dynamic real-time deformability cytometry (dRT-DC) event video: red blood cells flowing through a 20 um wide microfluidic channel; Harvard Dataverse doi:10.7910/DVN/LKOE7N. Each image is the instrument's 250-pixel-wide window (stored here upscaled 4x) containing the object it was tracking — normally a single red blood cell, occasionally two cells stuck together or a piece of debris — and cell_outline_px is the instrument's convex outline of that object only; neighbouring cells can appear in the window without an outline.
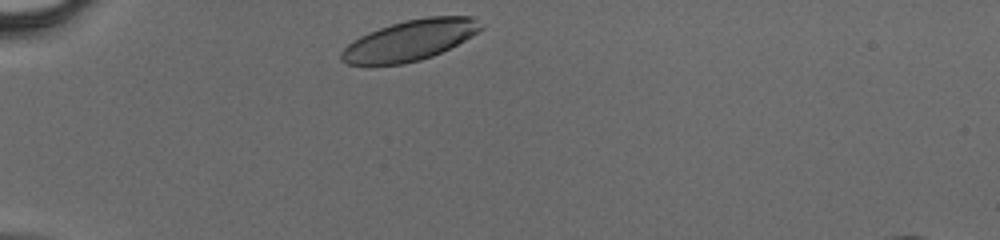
{"species": "human", "species_latin": "Homo sapiens", "temperature_condition": "cold", "stored_images_in_passage": 28, "camera_frame_rate_fps": 3000, "um_per_image_px": 0.085, "donor": {"sex": "male"}, "frame": {"image": 1, "passage_image": 1, "time_ms": 0.0, "image_size_px": [1000, 240], "cell_outline_px": [[484, 28], [464, 40], [432, 56], [420, 60], [404, 64], [348, 64], [340, 60], [340, 52], [352, 40], [368, 32], [392, 24], [408, 20], [428, 16], [472, 16]], "centroid_in_image_um": [34.81, 3.43], "position_along_channel_um": 50.2, "area_um2": 32.54}}
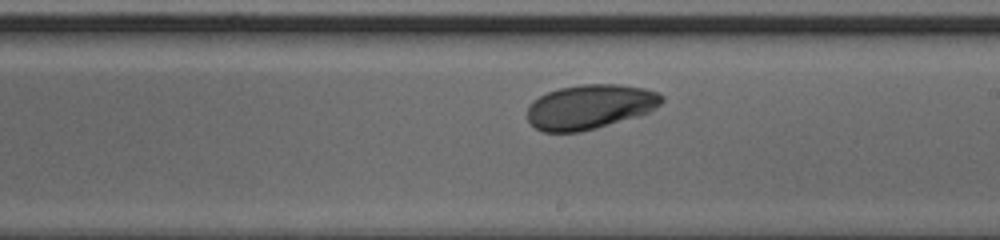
{"frame": {"image": 2, "passage_image": 16, "time_ms": 5.0, "image_size_px": [1000, 240], "cell_outline_px": [[664, 100], [656, 108], [648, 112], [636, 116], [596, 128], [580, 132], [540, 132], [528, 120], [528, 104], [532, 100], [548, 92], [560, 88], [580, 84], [620, 84], [644, 88], [656, 92], [664, 96]], "centroid_in_image_um": [50.13, 9.07], "position_along_channel_um": 238.9, "area_um2": 34.91}}
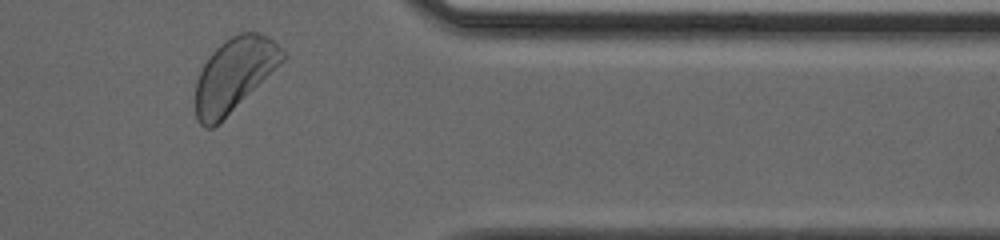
{"frame": {"image": 3, "passage_image": 27, "time_ms": 8.667, "image_size_px": [1000, 240], "cell_outline_px": [[288, 56], [284, 60], [212, 128], [204, 128], [200, 124], [196, 116], [196, 80], [204, 64], [212, 52], [224, 40], [240, 32], [260, 32], [268, 36]], "centroid_in_image_um": [19.89, 6.3], "position_along_channel_um": 391.5, "area_um2": 36.18}}